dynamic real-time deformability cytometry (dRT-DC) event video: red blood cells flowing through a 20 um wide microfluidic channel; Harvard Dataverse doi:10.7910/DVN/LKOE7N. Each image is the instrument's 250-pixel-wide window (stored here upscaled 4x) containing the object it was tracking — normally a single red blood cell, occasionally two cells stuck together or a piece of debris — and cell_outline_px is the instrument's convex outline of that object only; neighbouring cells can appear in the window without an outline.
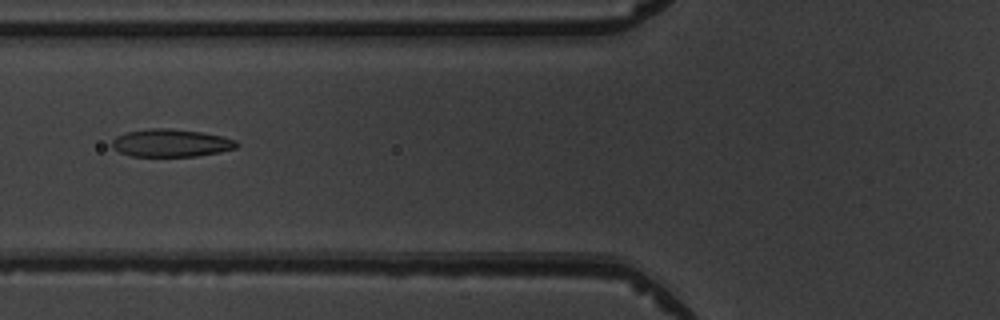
{"species": "common noctule bat (a hibernating species)", "species_latin": "Nyctalus noctula", "temperature_condition": "warm", "stored_images_in_passage": 7, "camera_frame_rate_fps": 3000, "um_per_image_px": 0.085, "animal": {"sex": "male", "body_mass_g": 19.5, "forearm_length_mm": 54.6}, "frame": {"image": 1, "passage_image": 6, "time_ms": 6.667, "image_size_px": [1000, 320], "cell_outline_px": [[240, 144], [236, 148], [220, 152], [196, 156], [132, 156], [120, 152], [112, 148], [112, 140], [116, 136], [128, 132], [148, 128], [172, 128], [204, 132], [236, 140]], "centroid_in_image_um": [14.55, 12.15], "position_along_channel_um": 111.3, "area_um2": 20.23}}
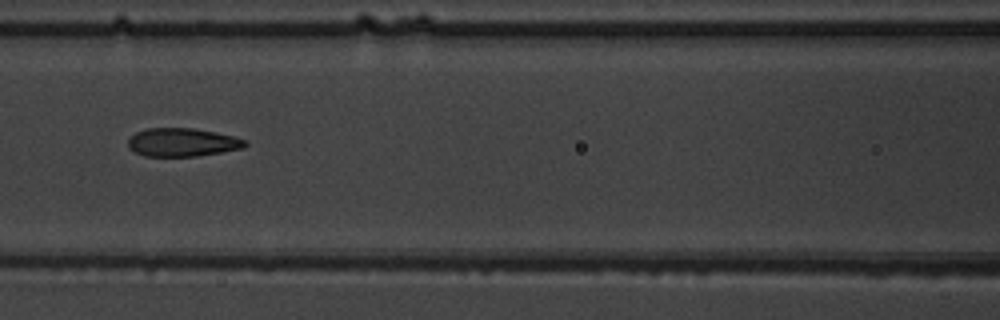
{"frame": {"image": 2, "passage_image": 7, "time_ms": 7.667, "image_size_px": [1000, 320], "cell_outline_px": [[248, 144], [244, 148], [196, 156], [144, 156], [128, 148], [128, 140], [136, 132], [148, 128], [196, 128], [216, 132], [232, 136], [244, 140]], "centroid_in_image_um": [15.49, 12.09], "position_along_channel_um": 151.1, "area_um2": 19.25}}